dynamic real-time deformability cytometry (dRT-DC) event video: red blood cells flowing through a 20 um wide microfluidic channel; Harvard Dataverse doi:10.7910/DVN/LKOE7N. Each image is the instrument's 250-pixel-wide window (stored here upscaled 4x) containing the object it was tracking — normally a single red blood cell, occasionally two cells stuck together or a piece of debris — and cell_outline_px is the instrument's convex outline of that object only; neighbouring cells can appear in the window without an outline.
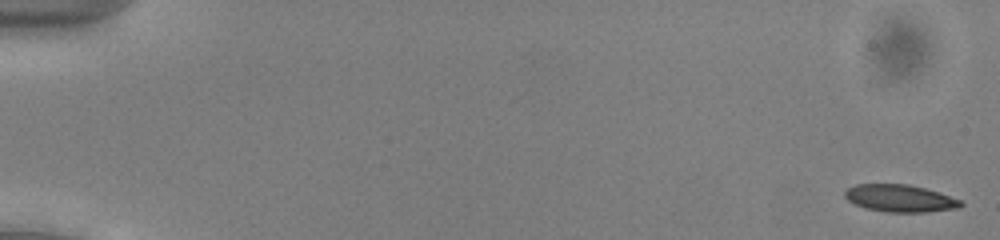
{"species": "common noctule bat (a hibernating species)", "species_latin": "Nyctalus noctula", "temperature_condition": "cold", "stored_images_in_passage": 54, "camera_frame_rate_fps": 3000, "um_per_image_px": 0.085, "animal": {"sex": "male", "body_mass_g": 13.0, "forearm_length_mm": 53.1}, "frame": {"image": 1, "passage_image": 2, "time_ms": 0.333, "image_size_px": [1000, 240], "cell_outline_px": [[964, 204], [960, 208], [928, 212], [888, 212], [864, 208], [848, 200], [844, 196], [844, 192], [848, 188], [856, 184], [908, 184], [940, 192], [960, 200]], "centroid_in_image_um": [76.52, 16.86], "position_along_channel_um": 8.5, "area_um2": 18.5}}
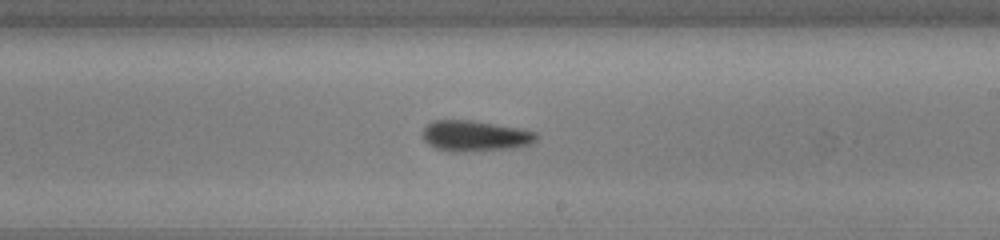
{"frame": {"image": 2, "passage_image": 33, "time_ms": 10.667, "image_size_px": [1000, 240], "cell_outline_px": [[540, 136], [532, 144], [516, 148], [464, 152], [448, 152], [436, 148], [428, 144], [424, 140], [424, 128], [432, 120], [472, 120], [520, 128], [536, 132]], "centroid_in_image_um": [40.42, 11.56], "position_along_channel_um": 248.6, "area_um2": 20.69}}
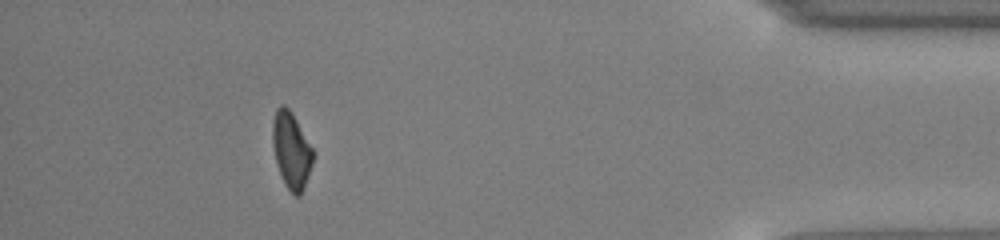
{"frame": {"image": 3, "passage_image": 49, "time_ms": 16.0, "image_size_px": [1000, 240], "cell_outline_px": [[316, 152], [304, 188], [300, 196], [296, 196], [284, 184], [280, 176], [276, 164], [272, 144], [272, 120], [276, 108], [280, 104], [284, 104], [292, 112]], "centroid_in_image_um": [24.76, 12.75], "position_along_channel_um": 410.4, "area_um2": 18.5}, "authors_computed_cell_mechanics": {"area_um2": 19.2185, "velocity_mm_per_s": 3.9571, "shape_relaxation_time_tau1_ms": 2.8336, "shape_relaxation_time_tau2_ms": 8.4141, "deformation_change_tau1": 0.1138, "deformation_change_tau2": 0.1804}}